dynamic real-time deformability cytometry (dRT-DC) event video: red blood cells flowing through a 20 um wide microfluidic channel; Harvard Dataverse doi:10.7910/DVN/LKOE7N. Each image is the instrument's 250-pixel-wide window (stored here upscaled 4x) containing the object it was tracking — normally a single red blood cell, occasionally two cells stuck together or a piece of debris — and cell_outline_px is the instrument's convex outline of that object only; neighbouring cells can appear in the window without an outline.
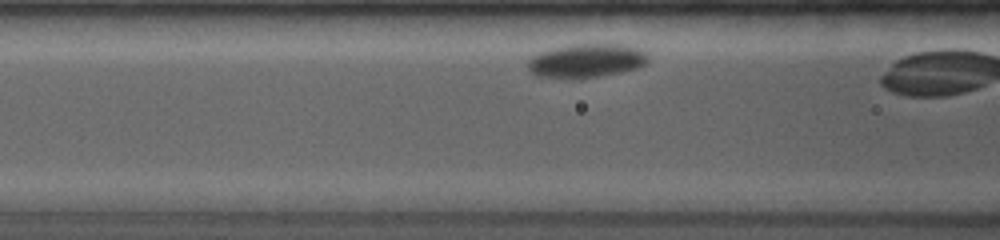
{"species": "common noctule bat (a hibernating species)", "species_latin": "Nyctalus noctula", "temperature_condition": "room temperature", "stored_images_in_passage": 29, "camera_frame_rate_fps": 4000, "um_per_image_px": 0.085, "animal": {"sex": "female", "body_mass_g": 19.0, "forearm_length_mm": 53.3}, "frame": {"image": 1, "passage_image": 9, "time_ms": 1.75, "image_size_px": [1000, 240], "cell_outline_px": [[648, 64], [640, 68], [620, 72], [596, 76], [568, 80], [536, 76], [528, 72], [528, 60], [532, 56], [540, 52], [572, 44], [620, 44], [636, 48], [644, 52], [648, 56]], "centroid_in_image_um": [49.81, 5.19], "position_along_channel_um": 116.8, "area_um2": 23.93}}